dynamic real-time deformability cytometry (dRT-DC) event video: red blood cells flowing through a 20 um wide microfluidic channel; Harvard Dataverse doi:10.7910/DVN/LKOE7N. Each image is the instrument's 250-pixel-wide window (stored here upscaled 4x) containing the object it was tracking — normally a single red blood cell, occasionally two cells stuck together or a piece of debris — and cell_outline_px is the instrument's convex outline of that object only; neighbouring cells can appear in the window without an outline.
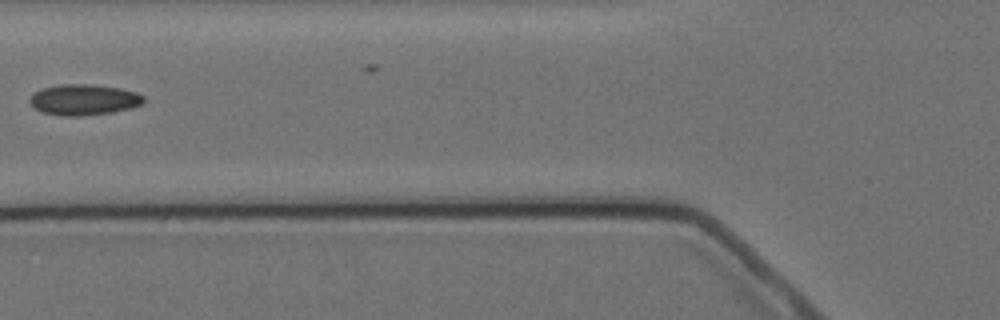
{"species": "Egyptian fruit bat (a non-hibernating species)", "species_latin": "Rousettus aegyptiacus", "temperature_condition": "cold", "stored_images_in_passage": 5, "camera_frame_rate_fps": 3000, "um_per_image_px": 0.085, "animal": {"sex": "female"}, "frame": {"image": 1, "passage_image": 2, "time_ms": 1.0, "image_size_px": [1000, 320], "cell_outline_px": [[144, 104], [132, 108], [112, 112], [84, 116], [64, 116], [40, 112], [28, 100], [32, 92], [44, 88], [60, 84], [92, 84], [120, 88], [136, 92], [144, 96]], "centroid_in_image_um": [7.13, 8.48], "position_along_channel_um": 118.7, "area_um2": 20.69}}
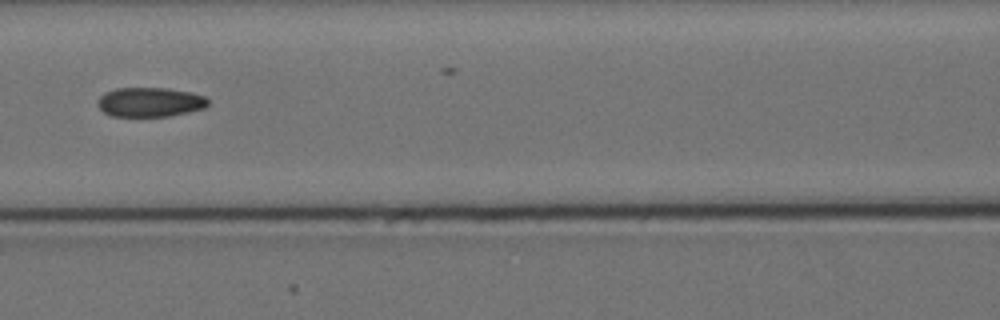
{"frame": {"image": 2, "passage_image": 3, "time_ms": 2.0, "image_size_px": [1000, 320], "cell_outline_px": [[208, 104], [204, 108], [188, 112], [168, 116], [112, 116], [104, 112], [96, 104], [96, 100], [104, 92], [116, 88], [168, 88], [188, 92], [204, 96], [208, 100]], "centroid_in_image_um": [12.7, 8.67], "position_along_channel_um": 153.9, "area_um2": 18.9}}
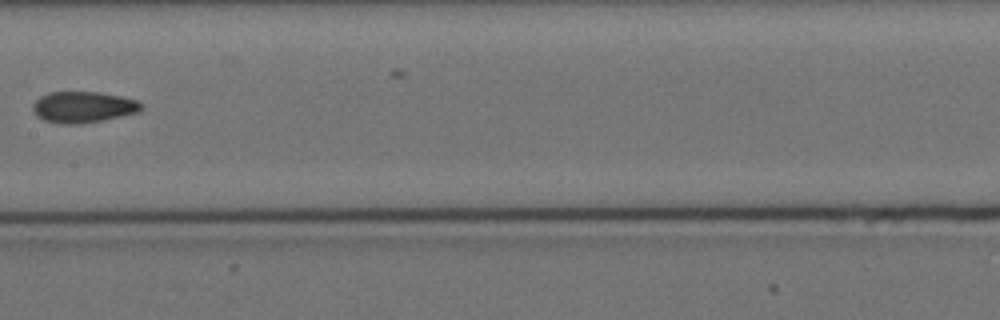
{"frame": {"image": 3, "passage_image": 4, "time_ms": 3.333, "image_size_px": [1000, 320], "cell_outline_px": [[144, 108], [136, 112], [120, 116], [80, 124], [60, 124], [44, 120], [36, 116], [32, 108], [32, 104], [40, 96], [48, 92], [96, 92], [120, 96], [140, 100], [144, 104]], "centroid_in_image_um": [7.06, 9.09], "position_along_channel_um": 200.3, "area_um2": 19.77}}